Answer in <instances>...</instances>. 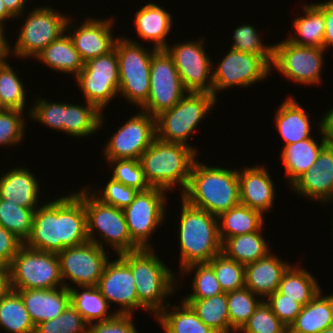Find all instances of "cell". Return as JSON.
Returning <instances> with one entry per match:
<instances>
[{"mask_svg": "<svg viewBox=\"0 0 333 333\" xmlns=\"http://www.w3.org/2000/svg\"><path fill=\"white\" fill-rule=\"evenodd\" d=\"M208 264L214 273L223 292H231L245 287V266L227 258L223 253L214 256Z\"/></svg>", "mask_w": 333, "mask_h": 333, "instance_id": "44", "label": "cell"}, {"mask_svg": "<svg viewBox=\"0 0 333 333\" xmlns=\"http://www.w3.org/2000/svg\"><path fill=\"white\" fill-rule=\"evenodd\" d=\"M187 93L172 56L166 49L156 50L150 64L148 100L140 109L156 117L161 112L171 109Z\"/></svg>", "mask_w": 333, "mask_h": 333, "instance_id": "12", "label": "cell"}, {"mask_svg": "<svg viewBox=\"0 0 333 333\" xmlns=\"http://www.w3.org/2000/svg\"><path fill=\"white\" fill-rule=\"evenodd\" d=\"M247 287L227 292L230 333L239 332L263 301ZM259 299V300H258Z\"/></svg>", "mask_w": 333, "mask_h": 333, "instance_id": "40", "label": "cell"}, {"mask_svg": "<svg viewBox=\"0 0 333 333\" xmlns=\"http://www.w3.org/2000/svg\"><path fill=\"white\" fill-rule=\"evenodd\" d=\"M181 200L179 221L180 271L195 263H208L222 252L218 218Z\"/></svg>", "mask_w": 333, "mask_h": 333, "instance_id": "4", "label": "cell"}, {"mask_svg": "<svg viewBox=\"0 0 333 333\" xmlns=\"http://www.w3.org/2000/svg\"><path fill=\"white\" fill-rule=\"evenodd\" d=\"M5 110H6V108L4 107V105L2 104L1 99H0V113Z\"/></svg>", "mask_w": 333, "mask_h": 333, "instance_id": "62", "label": "cell"}, {"mask_svg": "<svg viewBox=\"0 0 333 333\" xmlns=\"http://www.w3.org/2000/svg\"><path fill=\"white\" fill-rule=\"evenodd\" d=\"M240 204L260 211L264 216L274 206L275 187L264 166L246 167L239 170Z\"/></svg>", "mask_w": 333, "mask_h": 333, "instance_id": "22", "label": "cell"}, {"mask_svg": "<svg viewBox=\"0 0 333 333\" xmlns=\"http://www.w3.org/2000/svg\"><path fill=\"white\" fill-rule=\"evenodd\" d=\"M327 143L333 148V139H327Z\"/></svg>", "mask_w": 333, "mask_h": 333, "instance_id": "63", "label": "cell"}, {"mask_svg": "<svg viewBox=\"0 0 333 333\" xmlns=\"http://www.w3.org/2000/svg\"><path fill=\"white\" fill-rule=\"evenodd\" d=\"M64 287L97 286L109 256L105 248L87 241L81 245L67 247L57 253ZM67 279V280H66Z\"/></svg>", "mask_w": 333, "mask_h": 333, "instance_id": "15", "label": "cell"}, {"mask_svg": "<svg viewBox=\"0 0 333 333\" xmlns=\"http://www.w3.org/2000/svg\"><path fill=\"white\" fill-rule=\"evenodd\" d=\"M84 207L90 242L96 243L101 248H104L103 244L107 243L106 246H111L116 255L140 249L130 237L123 209L102 203L90 193V187L86 186L84 187ZM97 234L100 237L99 240L95 237Z\"/></svg>", "mask_w": 333, "mask_h": 333, "instance_id": "8", "label": "cell"}, {"mask_svg": "<svg viewBox=\"0 0 333 333\" xmlns=\"http://www.w3.org/2000/svg\"><path fill=\"white\" fill-rule=\"evenodd\" d=\"M114 20V17H110L106 20L93 19L88 16L80 26L75 27V25L70 23L72 20L69 17L66 24V32L69 33L74 47L84 63L91 58L106 54L114 48L118 38L113 37L112 34L113 26L115 24Z\"/></svg>", "mask_w": 333, "mask_h": 333, "instance_id": "20", "label": "cell"}, {"mask_svg": "<svg viewBox=\"0 0 333 333\" xmlns=\"http://www.w3.org/2000/svg\"><path fill=\"white\" fill-rule=\"evenodd\" d=\"M204 39L168 45L166 51L172 56L175 67L188 92L212 93L213 62L206 54Z\"/></svg>", "mask_w": 333, "mask_h": 333, "instance_id": "17", "label": "cell"}, {"mask_svg": "<svg viewBox=\"0 0 333 333\" xmlns=\"http://www.w3.org/2000/svg\"><path fill=\"white\" fill-rule=\"evenodd\" d=\"M40 182L25 167H15L0 177V198L18 206L37 209L39 207Z\"/></svg>", "mask_w": 333, "mask_h": 333, "instance_id": "25", "label": "cell"}, {"mask_svg": "<svg viewBox=\"0 0 333 333\" xmlns=\"http://www.w3.org/2000/svg\"><path fill=\"white\" fill-rule=\"evenodd\" d=\"M76 288L69 289L70 303L88 325L110 320L117 315L115 311L109 313L110 304L97 286H79L81 292Z\"/></svg>", "mask_w": 333, "mask_h": 333, "instance_id": "33", "label": "cell"}, {"mask_svg": "<svg viewBox=\"0 0 333 333\" xmlns=\"http://www.w3.org/2000/svg\"><path fill=\"white\" fill-rule=\"evenodd\" d=\"M196 156L191 147L164 142L156 137L141 155L140 163L150 187L168 192L178 185L182 194L188 185Z\"/></svg>", "mask_w": 333, "mask_h": 333, "instance_id": "5", "label": "cell"}, {"mask_svg": "<svg viewBox=\"0 0 333 333\" xmlns=\"http://www.w3.org/2000/svg\"><path fill=\"white\" fill-rule=\"evenodd\" d=\"M94 191L91 190L90 193L99 201L119 209L129 206L139 192L135 188L128 187L111 177L105 188H102V191Z\"/></svg>", "mask_w": 333, "mask_h": 333, "instance_id": "51", "label": "cell"}, {"mask_svg": "<svg viewBox=\"0 0 333 333\" xmlns=\"http://www.w3.org/2000/svg\"><path fill=\"white\" fill-rule=\"evenodd\" d=\"M24 245L15 234L0 226V266L9 268L11 261Z\"/></svg>", "mask_w": 333, "mask_h": 333, "instance_id": "54", "label": "cell"}, {"mask_svg": "<svg viewBox=\"0 0 333 333\" xmlns=\"http://www.w3.org/2000/svg\"><path fill=\"white\" fill-rule=\"evenodd\" d=\"M304 16L296 17L293 26L296 34L286 39L298 46L323 47L326 23L324 19V2L303 4Z\"/></svg>", "mask_w": 333, "mask_h": 333, "instance_id": "29", "label": "cell"}, {"mask_svg": "<svg viewBox=\"0 0 333 333\" xmlns=\"http://www.w3.org/2000/svg\"><path fill=\"white\" fill-rule=\"evenodd\" d=\"M325 53L323 47L298 46L284 39L274 45L271 67L295 83L319 85Z\"/></svg>", "mask_w": 333, "mask_h": 333, "instance_id": "14", "label": "cell"}, {"mask_svg": "<svg viewBox=\"0 0 333 333\" xmlns=\"http://www.w3.org/2000/svg\"><path fill=\"white\" fill-rule=\"evenodd\" d=\"M265 301L287 328L291 326L303 308L302 304L294 299L286 298V295L280 294L278 291L269 295Z\"/></svg>", "mask_w": 333, "mask_h": 333, "instance_id": "52", "label": "cell"}, {"mask_svg": "<svg viewBox=\"0 0 333 333\" xmlns=\"http://www.w3.org/2000/svg\"><path fill=\"white\" fill-rule=\"evenodd\" d=\"M217 218L222 242L229 237L259 231L265 225L264 215L260 211L242 204L221 213Z\"/></svg>", "mask_w": 333, "mask_h": 333, "instance_id": "32", "label": "cell"}, {"mask_svg": "<svg viewBox=\"0 0 333 333\" xmlns=\"http://www.w3.org/2000/svg\"><path fill=\"white\" fill-rule=\"evenodd\" d=\"M24 111L6 109L0 113V145L13 146L19 144L24 138L25 118Z\"/></svg>", "mask_w": 333, "mask_h": 333, "instance_id": "50", "label": "cell"}, {"mask_svg": "<svg viewBox=\"0 0 333 333\" xmlns=\"http://www.w3.org/2000/svg\"><path fill=\"white\" fill-rule=\"evenodd\" d=\"M261 228L248 234L226 238L222 242V252L227 258L244 266L256 262L270 253L269 244L261 235Z\"/></svg>", "mask_w": 333, "mask_h": 333, "instance_id": "35", "label": "cell"}, {"mask_svg": "<svg viewBox=\"0 0 333 333\" xmlns=\"http://www.w3.org/2000/svg\"><path fill=\"white\" fill-rule=\"evenodd\" d=\"M196 313L198 318L217 333H230V319L227 307V293L206 299H182Z\"/></svg>", "mask_w": 333, "mask_h": 333, "instance_id": "38", "label": "cell"}, {"mask_svg": "<svg viewBox=\"0 0 333 333\" xmlns=\"http://www.w3.org/2000/svg\"><path fill=\"white\" fill-rule=\"evenodd\" d=\"M15 17L7 10L3 0H0V25L5 27L6 20H13Z\"/></svg>", "mask_w": 333, "mask_h": 333, "instance_id": "60", "label": "cell"}, {"mask_svg": "<svg viewBox=\"0 0 333 333\" xmlns=\"http://www.w3.org/2000/svg\"><path fill=\"white\" fill-rule=\"evenodd\" d=\"M275 114L274 123L284 146L312 137L311 124L314 122H310L307 111L292 96L281 103Z\"/></svg>", "mask_w": 333, "mask_h": 333, "instance_id": "27", "label": "cell"}, {"mask_svg": "<svg viewBox=\"0 0 333 333\" xmlns=\"http://www.w3.org/2000/svg\"><path fill=\"white\" fill-rule=\"evenodd\" d=\"M28 0H3L7 10L15 17V19H21L24 16V9H26L25 3ZM30 1V0H29Z\"/></svg>", "mask_w": 333, "mask_h": 333, "instance_id": "56", "label": "cell"}, {"mask_svg": "<svg viewBox=\"0 0 333 333\" xmlns=\"http://www.w3.org/2000/svg\"><path fill=\"white\" fill-rule=\"evenodd\" d=\"M324 124L327 129V139H333V107L325 113Z\"/></svg>", "mask_w": 333, "mask_h": 333, "instance_id": "59", "label": "cell"}, {"mask_svg": "<svg viewBox=\"0 0 333 333\" xmlns=\"http://www.w3.org/2000/svg\"><path fill=\"white\" fill-rule=\"evenodd\" d=\"M66 33L51 42L35 59L54 71L74 74L76 77L84 67V61L75 49L71 37Z\"/></svg>", "mask_w": 333, "mask_h": 333, "instance_id": "31", "label": "cell"}, {"mask_svg": "<svg viewBox=\"0 0 333 333\" xmlns=\"http://www.w3.org/2000/svg\"><path fill=\"white\" fill-rule=\"evenodd\" d=\"M31 106L28 114L30 119L47 125L50 129L64 132V102L56 103L37 98Z\"/></svg>", "mask_w": 333, "mask_h": 333, "instance_id": "49", "label": "cell"}, {"mask_svg": "<svg viewBox=\"0 0 333 333\" xmlns=\"http://www.w3.org/2000/svg\"><path fill=\"white\" fill-rule=\"evenodd\" d=\"M35 210L18 206L0 198V226L25 242L31 234Z\"/></svg>", "mask_w": 333, "mask_h": 333, "instance_id": "41", "label": "cell"}, {"mask_svg": "<svg viewBox=\"0 0 333 333\" xmlns=\"http://www.w3.org/2000/svg\"><path fill=\"white\" fill-rule=\"evenodd\" d=\"M69 17L50 6L35 7L25 17L13 51L11 47L12 54L21 59L36 58L51 42L66 32Z\"/></svg>", "mask_w": 333, "mask_h": 333, "instance_id": "10", "label": "cell"}, {"mask_svg": "<svg viewBox=\"0 0 333 333\" xmlns=\"http://www.w3.org/2000/svg\"><path fill=\"white\" fill-rule=\"evenodd\" d=\"M12 290L63 287L57 253L38 251L23 245L9 266Z\"/></svg>", "mask_w": 333, "mask_h": 333, "instance_id": "9", "label": "cell"}, {"mask_svg": "<svg viewBox=\"0 0 333 333\" xmlns=\"http://www.w3.org/2000/svg\"><path fill=\"white\" fill-rule=\"evenodd\" d=\"M154 253L153 248L139 249L118 256L131 268L139 310L141 308L157 316L169 304V301L166 302L165 299L169 295L172 297L176 291L178 278L175 277L173 270Z\"/></svg>", "mask_w": 333, "mask_h": 333, "instance_id": "3", "label": "cell"}, {"mask_svg": "<svg viewBox=\"0 0 333 333\" xmlns=\"http://www.w3.org/2000/svg\"><path fill=\"white\" fill-rule=\"evenodd\" d=\"M132 316L117 314L110 320L92 323L87 333H138Z\"/></svg>", "mask_w": 333, "mask_h": 333, "instance_id": "53", "label": "cell"}, {"mask_svg": "<svg viewBox=\"0 0 333 333\" xmlns=\"http://www.w3.org/2000/svg\"><path fill=\"white\" fill-rule=\"evenodd\" d=\"M121 125L104 148L106 160L137 159L156 138V118L140 110Z\"/></svg>", "mask_w": 333, "mask_h": 333, "instance_id": "18", "label": "cell"}, {"mask_svg": "<svg viewBox=\"0 0 333 333\" xmlns=\"http://www.w3.org/2000/svg\"><path fill=\"white\" fill-rule=\"evenodd\" d=\"M179 272L184 276L195 272L191 286L193 291L183 297L184 299H206L224 293L213 268L208 263L191 264Z\"/></svg>", "mask_w": 333, "mask_h": 333, "instance_id": "42", "label": "cell"}, {"mask_svg": "<svg viewBox=\"0 0 333 333\" xmlns=\"http://www.w3.org/2000/svg\"><path fill=\"white\" fill-rule=\"evenodd\" d=\"M15 291L21 296L35 327L42 322L55 319L70 304V291L64 286Z\"/></svg>", "mask_w": 333, "mask_h": 333, "instance_id": "23", "label": "cell"}, {"mask_svg": "<svg viewBox=\"0 0 333 333\" xmlns=\"http://www.w3.org/2000/svg\"><path fill=\"white\" fill-rule=\"evenodd\" d=\"M61 196L34 211L31 234L24 242L26 247L58 253L89 241L84 187L78 193Z\"/></svg>", "mask_w": 333, "mask_h": 333, "instance_id": "1", "label": "cell"}, {"mask_svg": "<svg viewBox=\"0 0 333 333\" xmlns=\"http://www.w3.org/2000/svg\"><path fill=\"white\" fill-rule=\"evenodd\" d=\"M272 251L256 262L245 265V287L265 300L279 287L283 274L291 265Z\"/></svg>", "mask_w": 333, "mask_h": 333, "instance_id": "26", "label": "cell"}, {"mask_svg": "<svg viewBox=\"0 0 333 333\" xmlns=\"http://www.w3.org/2000/svg\"><path fill=\"white\" fill-rule=\"evenodd\" d=\"M21 81L9 62L0 64V99L6 109L25 110L27 91Z\"/></svg>", "mask_w": 333, "mask_h": 333, "instance_id": "43", "label": "cell"}, {"mask_svg": "<svg viewBox=\"0 0 333 333\" xmlns=\"http://www.w3.org/2000/svg\"><path fill=\"white\" fill-rule=\"evenodd\" d=\"M101 294L110 304L119 305V315H134L139 301L131 268L119 257L109 260L97 285Z\"/></svg>", "mask_w": 333, "mask_h": 333, "instance_id": "19", "label": "cell"}, {"mask_svg": "<svg viewBox=\"0 0 333 333\" xmlns=\"http://www.w3.org/2000/svg\"><path fill=\"white\" fill-rule=\"evenodd\" d=\"M216 100L212 93L188 92L171 109L165 110L156 118V137L164 142L178 143L191 147L197 154V148L188 144V139L209 110H213Z\"/></svg>", "mask_w": 333, "mask_h": 333, "instance_id": "7", "label": "cell"}, {"mask_svg": "<svg viewBox=\"0 0 333 333\" xmlns=\"http://www.w3.org/2000/svg\"><path fill=\"white\" fill-rule=\"evenodd\" d=\"M221 62L212 71L213 98L217 101L219 91L241 86H251L266 79L271 72V65L262 57L242 51L228 50Z\"/></svg>", "mask_w": 333, "mask_h": 333, "instance_id": "16", "label": "cell"}, {"mask_svg": "<svg viewBox=\"0 0 333 333\" xmlns=\"http://www.w3.org/2000/svg\"><path fill=\"white\" fill-rule=\"evenodd\" d=\"M134 26L137 35L147 41H152L155 49H166L169 45L166 37L172 30V16L161 6L147 3L135 14Z\"/></svg>", "mask_w": 333, "mask_h": 333, "instance_id": "28", "label": "cell"}, {"mask_svg": "<svg viewBox=\"0 0 333 333\" xmlns=\"http://www.w3.org/2000/svg\"><path fill=\"white\" fill-rule=\"evenodd\" d=\"M0 327L9 333H35V325L15 290L10 289L0 300Z\"/></svg>", "mask_w": 333, "mask_h": 333, "instance_id": "39", "label": "cell"}, {"mask_svg": "<svg viewBox=\"0 0 333 333\" xmlns=\"http://www.w3.org/2000/svg\"><path fill=\"white\" fill-rule=\"evenodd\" d=\"M291 188L311 201L333 202V148L328 143L319 152L315 164Z\"/></svg>", "mask_w": 333, "mask_h": 333, "instance_id": "21", "label": "cell"}, {"mask_svg": "<svg viewBox=\"0 0 333 333\" xmlns=\"http://www.w3.org/2000/svg\"><path fill=\"white\" fill-rule=\"evenodd\" d=\"M277 291L305 306L322 290L307 269L291 264L283 274Z\"/></svg>", "mask_w": 333, "mask_h": 333, "instance_id": "37", "label": "cell"}, {"mask_svg": "<svg viewBox=\"0 0 333 333\" xmlns=\"http://www.w3.org/2000/svg\"><path fill=\"white\" fill-rule=\"evenodd\" d=\"M287 330L288 328L263 300L239 333H286Z\"/></svg>", "mask_w": 333, "mask_h": 333, "instance_id": "48", "label": "cell"}, {"mask_svg": "<svg viewBox=\"0 0 333 333\" xmlns=\"http://www.w3.org/2000/svg\"><path fill=\"white\" fill-rule=\"evenodd\" d=\"M9 268L0 266V300L10 291Z\"/></svg>", "mask_w": 333, "mask_h": 333, "instance_id": "58", "label": "cell"}, {"mask_svg": "<svg viewBox=\"0 0 333 333\" xmlns=\"http://www.w3.org/2000/svg\"><path fill=\"white\" fill-rule=\"evenodd\" d=\"M74 78L86 102L103 112L108 103L119 95V67L115 47L106 54L87 60Z\"/></svg>", "mask_w": 333, "mask_h": 333, "instance_id": "11", "label": "cell"}, {"mask_svg": "<svg viewBox=\"0 0 333 333\" xmlns=\"http://www.w3.org/2000/svg\"><path fill=\"white\" fill-rule=\"evenodd\" d=\"M88 324L81 314L71 305L55 319L38 324L35 333H87Z\"/></svg>", "mask_w": 333, "mask_h": 333, "instance_id": "46", "label": "cell"}, {"mask_svg": "<svg viewBox=\"0 0 333 333\" xmlns=\"http://www.w3.org/2000/svg\"><path fill=\"white\" fill-rule=\"evenodd\" d=\"M181 198L218 217L240 204L238 169L207 166L196 159Z\"/></svg>", "mask_w": 333, "mask_h": 333, "instance_id": "2", "label": "cell"}, {"mask_svg": "<svg viewBox=\"0 0 333 333\" xmlns=\"http://www.w3.org/2000/svg\"><path fill=\"white\" fill-rule=\"evenodd\" d=\"M181 307L169 304L155 317L165 333H217L205 325L192 310L181 301Z\"/></svg>", "mask_w": 333, "mask_h": 333, "instance_id": "36", "label": "cell"}, {"mask_svg": "<svg viewBox=\"0 0 333 333\" xmlns=\"http://www.w3.org/2000/svg\"><path fill=\"white\" fill-rule=\"evenodd\" d=\"M5 35V27L0 25V64L7 62V57L11 56V43Z\"/></svg>", "mask_w": 333, "mask_h": 333, "instance_id": "57", "label": "cell"}, {"mask_svg": "<svg viewBox=\"0 0 333 333\" xmlns=\"http://www.w3.org/2000/svg\"><path fill=\"white\" fill-rule=\"evenodd\" d=\"M333 325V293L318 295L303 306L302 311L288 328L291 333H319Z\"/></svg>", "mask_w": 333, "mask_h": 333, "instance_id": "30", "label": "cell"}, {"mask_svg": "<svg viewBox=\"0 0 333 333\" xmlns=\"http://www.w3.org/2000/svg\"><path fill=\"white\" fill-rule=\"evenodd\" d=\"M112 166V177L114 180L135 188L138 191H145L150 185L145 179L140 160L137 159H118L106 160Z\"/></svg>", "mask_w": 333, "mask_h": 333, "instance_id": "47", "label": "cell"}, {"mask_svg": "<svg viewBox=\"0 0 333 333\" xmlns=\"http://www.w3.org/2000/svg\"><path fill=\"white\" fill-rule=\"evenodd\" d=\"M324 19L326 23L324 49L328 51L330 46L333 48V0L324 2Z\"/></svg>", "mask_w": 333, "mask_h": 333, "instance_id": "55", "label": "cell"}, {"mask_svg": "<svg viewBox=\"0 0 333 333\" xmlns=\"http://www.w3.org/2000/svg\"><path fill=\"white\" fill-rule=\"evenodd\" d=\"M318 128L317 130L322 135L320 144L312 136L311 138L283 147L281 159L282 164L285 166V177H287L286 181L290 183L289 185H292L315 164L319 152L327 144V129L324 124V116L319 122Z\"/></svg>", "mask_w": 333, "mask_h": 333, "instance_id": "24", "label": "cell"}, {"mask_svg": "<svg viewBox=\"0 0 333 333\" xmlns=\"http://www.w3.org/2000/svg\"><path fill=\"white\" fill-rule=\"evenodd\" d=\"M64 103V133L82 138L92 136L103 126V113L93 104Z\"/></svg>", "mask_w": 333, "mask_h": 333, "instance_id": "34", "label": "cell"}, {"mask_svg": "<svg viewBox=\"0 0 333 333\" xmlns=\"http://www.w3.org/2000/svg\"><path fill=\"white\" fill-rule=\"evenodd\" d=\"M138 41L129 37H118L115 49L119 67V95L141 108L148 100L150 92V64L157 50L144 48Z\"/></svg>", "mask_w": 333, "mask_h": 333, "instance_id": "6", "label": "cell"}, {"mask_svg": "<svg viewBox=\"0 0 333 333\" xmlns=\"http://www.w3.org/2000/svg\"><path fill=\"white\" fill-rule=\"evenodd\" d=\"M233 44L231 49L242 51L248 54L262 56L270 65L273 60V45H264L256 28L250 24H243L234 30Z\"/></svg>", "mask_w": 333, "mask_h": 333, "instance_id": "45", "label": "cell"}, {"mask_svg": "<svg viewBox=\"0 0 333 333\" xmlns=\"http://www.w3.org/2000/svg\"><path fill=\"white\" fill-rule=\"evenodd\" d=\"M166 192L157 187L139 191L133 202L123 209L130 237L140 249H152L150 236L166 216Z\"/></svg>", "mask_w": 333, "mask_h": 333, "instance_id": "13", "label": "cell"}, {"mask_svg": "<svg viewBox=\"0 0 333 333\" xmlns=\"http://www.w3.org/2000/svg\"><path fill=\"white\" fill-rule=\"evenodd\" d=\"M319 333H333V325L329 326L328 328L323 329Z\"/></svg>", "mask_w": 333, "mask_h": 333, "instance_id": "61", "label": "cell"}]
</instances>
